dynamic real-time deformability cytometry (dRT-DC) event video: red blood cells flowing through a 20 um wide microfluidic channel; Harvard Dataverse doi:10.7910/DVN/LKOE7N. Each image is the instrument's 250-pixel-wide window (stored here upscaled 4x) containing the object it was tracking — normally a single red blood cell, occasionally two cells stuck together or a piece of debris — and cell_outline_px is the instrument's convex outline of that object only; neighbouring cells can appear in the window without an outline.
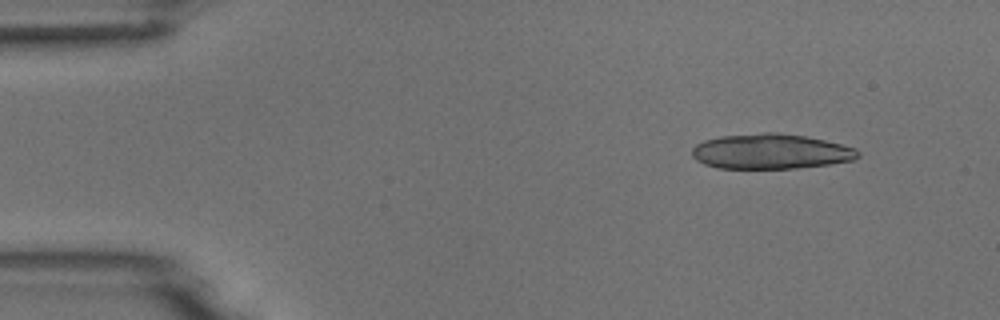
{"species": "common noctule bat (a hibernating species)", "species_latin": "Nyctalus noctula", "temperature_condition": "room temperature", "stored_images_in_passage": 9, "camera_frame_rate_fps": 3000, "um_per_image_px": 0.085, "animal": {"sex": "male", "body_mass_g": 18.8}, "frame": {"image": 1, "passage_image": 1, "time_ms": 0.0, "image_size_px": [1000, 320], "cell_outline_px": [[860, 156], [852, 160], [828, 164], [796, 168], [716, 168], [704, 164], [696, 160], [692, 156], [692, 148], [696, 144], [704, 140], [720, 136], [760, 132], [776, 132], [808, 136], [856, 148], [860, 152]], "centroid_in_image_um": [65.49, 12.86], "position_along_channel_um": 19.5, "area_um2": 34.1}}
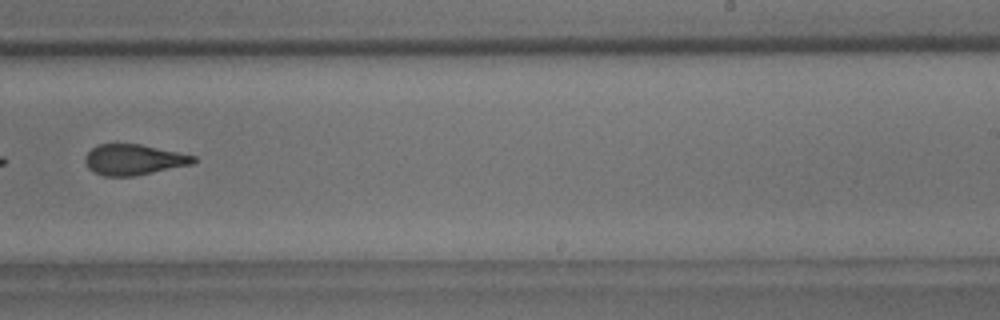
{"frame": {"image": 2, "passage_image": 9, "time_ms": 9.333, "image_size_px": [1000, 320], "cell_outline_px": [[196, 160], [192, 164], [136, 176], [104, 176], [88, 168], [84, 160], [84, 156], [96, 144], [140, 144], [196, 156]], "centroid_in_image_um": [11.35, 13.57], "position_along_channel_um": 277.7, "area_um2": 19.31}}